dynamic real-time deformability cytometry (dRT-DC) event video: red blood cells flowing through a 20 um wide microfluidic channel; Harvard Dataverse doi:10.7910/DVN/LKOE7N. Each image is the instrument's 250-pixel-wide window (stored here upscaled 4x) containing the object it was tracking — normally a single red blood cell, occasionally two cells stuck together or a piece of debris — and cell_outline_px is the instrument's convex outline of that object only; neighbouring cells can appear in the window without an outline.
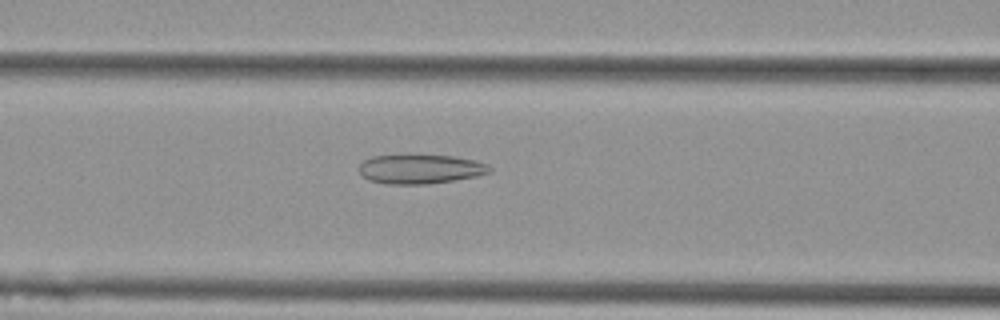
{"species": "Egyptian fruit bat (a non-hibernating species)", "species_latin": "Rousettus aegyptiacus", "temperature_condition": "cold", "stored_images_in_passage": 35, "camera_frame_rate_fps": 3000, "um_per_image_px": 0.085, "animal": {"sex": "female"}, "frame": {"image": 1, "passage_image": 13, "time_ms": 4.0, "image_size_px": [1000, 320], "cell_outline_px": [[492, 172], [476, 176], [428, 184], [388, 184], [368, 180], [360, 172], [360, 164], [364, 160], [372, 156], [452, 156], [472, 160], [488, 164], [492, 168]], "centroid_in_image_um": [35.74, 14.38], "position_along_channel_um": 130.9, "area_um2": 21.85}}
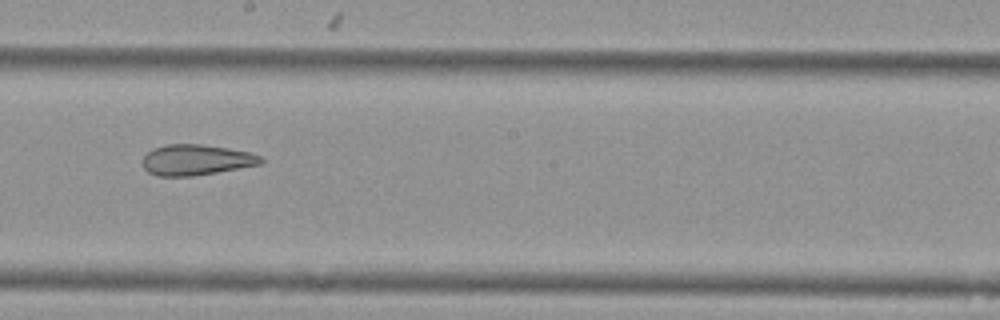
{"frame": {"image": 2, "passage_image": 21, "time_ms": 6.667, "image_size_px": [1000, 320], "cell_outline_px": [[264, 164], [192, 176], [156, 176], [148, 172], [144, 168], [144, 156], [152, 148], [168, 144], [200, 144], [228, 148], [248, 152], [260, 156], [264, 160]], "centroid_in_image_um": [16.68, 13.59], "position_along_channel_um": 231.5, "area_um2": 21.1}}
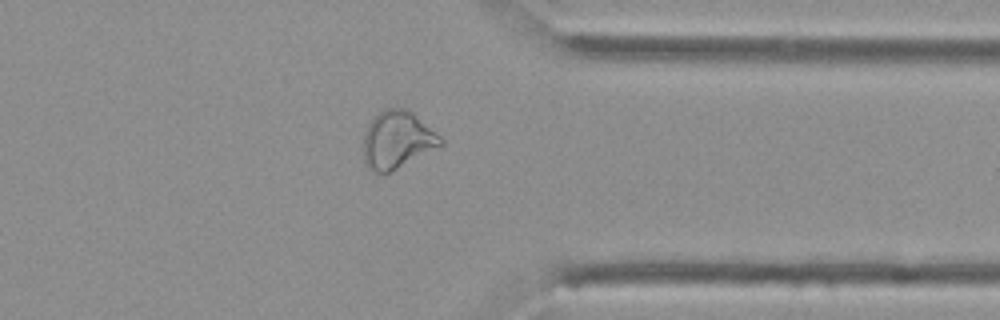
{"frame": {"image": 3, "passage_image": 33, "time_ms": 10.667, "image_size_px": [1000, 320], "cell_outline_px": [[444, 144], [388, 172], [376, 172], [364, 160], [364, 132], [368, 124], [384, 108], [408, 108], [440, 136], [444, 140]], "centroid_in_image_um": [33.78, 11.84], "position_along_channel_um": 377.6, "area_um2": 25.2}}